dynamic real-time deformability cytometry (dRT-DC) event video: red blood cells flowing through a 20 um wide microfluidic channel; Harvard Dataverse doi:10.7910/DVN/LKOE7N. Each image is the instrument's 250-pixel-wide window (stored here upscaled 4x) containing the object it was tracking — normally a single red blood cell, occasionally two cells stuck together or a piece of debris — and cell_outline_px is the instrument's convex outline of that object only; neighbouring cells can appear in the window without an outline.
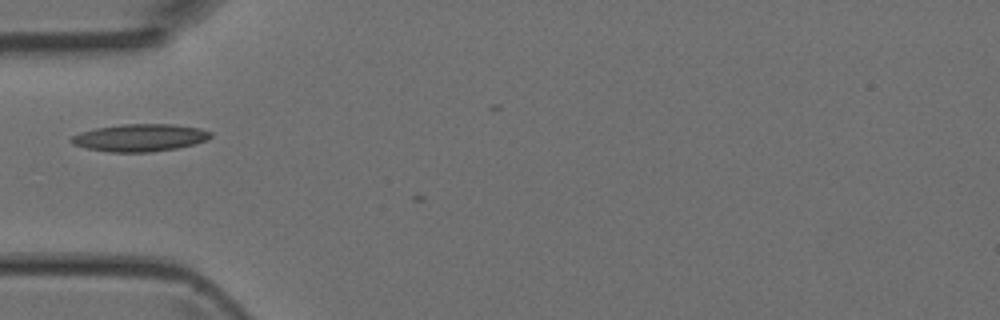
{"species": "Egyptian fruit bat (a non-hibernating species)", "species_latin": "Rousettus aegyptiacus", "temperature_condition": "room temperature", "stored_images_in_passage": 2, "camera_frame_rate_fps": 3000, "um_per_image_px": 0.085, "animal": {"sex": "female"}, "frame": {"image": 1, "passage_image": 1, "time_ms": 0.0, "image_size_px": [1000, 320], "cell_outline_px": [[212, 136], [208, 140], [176, 148], [152, 152], [108, 152], [88, 148], [72, 144], [68, 140], [72, 136], [80, 132], [96, 128], [120, 124], [172, 124], [200, 128], [212, 132]], "centroid_in_image_um": [11.88, 11.7], "position_along_channel_um": 73.1, "area_um2": 22.31}}